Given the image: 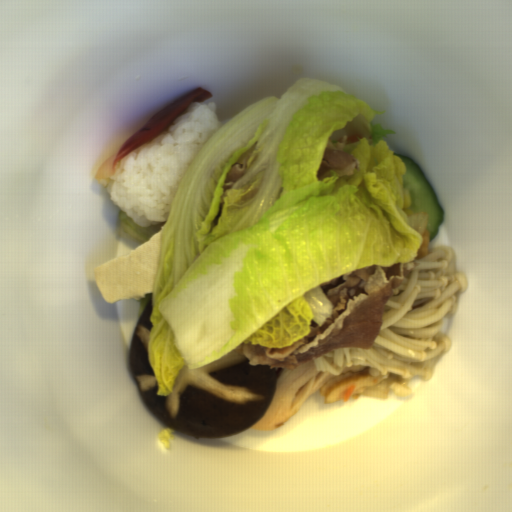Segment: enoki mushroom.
<instances>
[{"label": "enoki mushroom", "mask_w": 512, "mask_h": 512, "mask_svg": "<svg viewBox=\"0 0 512 512\" xmlns=\"http://www.w3.org/2000/svg\"><path fill=\"white\" fill-rule=\"evenodd\" d=\"M454 249L440 244L431 248L396 289L383 309L380 334L369 348L348 346L314 357L315 369L341 376L344 368L370 366L371 376L402 375L404 383L392 381L396 397L412 394L408 384L416 375L430 381L434 366L452 349V341L441 333L444 317L461 308L456 293H466L468 278L451 263ZM412 262V263H413ZM451 263V264H450Z\"/></svg>", "instance_id": "obj_1"}]
</instances>
